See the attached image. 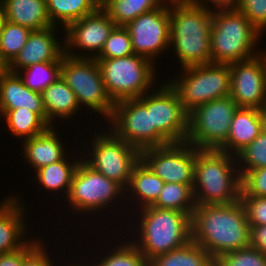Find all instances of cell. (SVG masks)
Here are the masks:
<instances>
[{
    "mask_svg": "<svg viewBox=\"0 0 266 266\" xmlns=\"http://www.w3.org/2000/svg\"><path fill=\"white\" fill-rule=\"evenodd\" d=\"M152 206L181 211L191 216L196 207L193 185L164 183L157 201Z\"/></svg>",
    "mask_w": 266,
    "mask_h": 266,
    "instance_id": "1f68e13d",
    "label": "cell"
},
{
    "mask_svg": "<svg viewBox=\"0 0 266 266\" xmlns=\"http://www.w3.org/2000/svg\"><path fill=\"white\" fill-rule=\"evenodd\" d=\"M125 28L130 34L134 54L150 60L158 67V58L169 52V3L164 2L159 8L139 15Z\"/></svg>",
    "mask_w": 266,
    "mask_h": 266,
    "instance_id": "4fadbf2b",
    "label": "cell"
},
{
    "mask_svg": "<svg viewBox=\"0 0 266 266\" xmlns=\"http://www.w3.org/2000/svg\"><path fill=\"white\" fill-rule=\"evenodd\" d=\"M56 128L59 127H49L44 133L20 143L21 156L27 161V166L30 167L28 169L32 168L31 171L35 172L44 166L58 162L69 153L68 151L73 150L67 147V141L62 139V135Z\"/></svg>",
    "mask_w": 266,
    "mask_h": 266,
    "instance_id": "ffe728a7",
    "label": "cell"
},
{
    "mask_svg": "<svg viewBox=\"0 0 266 266\" xmlns=\"http://www.w3.org/2000/svg\"><path fill=\"white\" fill-rule=\"evenodd\" d=\"M163 185L164 182L140 160L133 169L130 183L126 189V208L131 207L126 211L128 216L135 210L153 205L157 201Z\"/></svg>",
    "mask_w": 266,
    "mask_h": 266,
    "instance_id": "484cf974",
    "label": "cell"
},
{
    "mask_svg": "<svg viewBox=\"0 0 266 266\" xmlns=\"http://www.w3.org/2000/svg\"><path fill=\"white\" fill-rule=\"evenodd\" d=\"M88 130L91 132L90 136H84L88 137L89 142L84 148L80 144L82 159L95 171L117 182L126 190L133 169L141 160V151L118 138L107 127L105 130L100 127V131L97 129L95 132L91 131L92 128Z\"/></svg>",
    "mask_w": 266,
    "mask_h": 266,
    "instance_id": "52a82bcc",
    "label": "cell"
},
{
    "mask_svg": "<svg viewBox=\"0 0 266 266\" xmlns=\"http://www.w3.org/2000/svg\"><path fill=\"white\" fill-rule=\"evenodd\" d=\"M125 196L126 190L120 184L108 179L102 173L95 171L83 159H81L73 174L70 191L65 200H63V207L66 206L68 208L66 214H68L69 210L72 212L74 211L71 214L78 215V217H76L78 219L76 220H79L81 215L83 216V218L85 216L84 221L85 219H88V216L91 217V215L96 219L94 221L98 222V217L99 220H102L100 219L101 217L112 219V217L114 218V216L116 215L117 217L119 215L118 218H121L120 215L125 214L121 219H118L117 222H114L116 226H114L113 232L110 229L111 235L112 233H115V228L117 227V223L120 220H125L123 221V225H125L126 219H128L127 212H124V210L126 211L127 209L125 207ZM119 206H122L121 208L123 209L121 210ZM113 210L114 213L113 215H111L110 212H113ZM118 210L119 212L121 211V214H119ZM104 212H106L107 214ZM105 214L107 215V217H104ZM98 215H100L101 217ZM110 215L111 217L109 218Z\"/></svg>",
    "mask_w": 266,
    "mask_h": 266,
    "instance_id": "277c9868",
    "label": "cell"
},
{
    "mask_svg": "<svg viewBox=\"0 0 266 266\" xmlns=\"http://www.w3.org/2000/svg\"><path fill=\"white\" fill-rule=\"evenodd\" d=\"M4 69L3 65L0 63V72Z\"/></svg>",
    "mask_w": 266,
    "mask_h": 266,
    "instance_id": "c3c4849f",
    "label": "cell"
},
{
    "mask_svg": "<svg viewBox=\"0 0 266 266\" xmlns=\"http://www.w3.org/2000/svg\"><path fill=\"white\" fill-rule=\"evenodd\" d=\"M50 22L65 29L70 23L95 12L101 0H46Z\"/></svg>",
    "mask_w": 266,
    "mask_h": 266,
    "instance_id": "83f0119b",
    "label": "cell"
},
{
    "mask_svg": "<svg viewBox=\"0 0 266 266\" xmlns=\"http://www.w3.org/2000/svg\"><path fill=\"white\" fill-rule=\"evenodd\" d=\"M61 33L64 36V29L54 25L31 31L22 50L5 68L16 73L35 63L62 61L65 43Z\"/></svg>",
    "mask_w": 266,
    "mask_h": 266,
    "instance_id": "ac0fdd59",
    "label": "cell"
},
{
    "mask_svg": "<svg viewBox=\"0 0 266 266\" xmlns=\"http://www.w3.org/2000/svg\"><path fill=\"white\" fill-rule=\"evenodd\" d=\"M216 266H266V255L249 246L222 255Z\"/></svg>",
    "mask_w": 266,
    "mask_h": 266,
    "instance_id": "8d00e7d4",
    "label": "cell"
},
{
    "mask_svg": "<svg viewBox=\"0 0 266 266\" xmlns=\"http://www.w3.org/2000/svg\"><path fill=\"white\" fill-rule=\"evenodd\" d=\"M239 173L241 191L246 196L266 197V167Z\"/></svg>",
    "mask_w": 266,
    "mask_h": 266,
    "instance_id": "f35d334b",
    "label": "cell"
},
{
    "mask_svg": "<svg viewBox=\"0 0 266 266\" xmlns=\"http://www.w3.org/2000/svg\"><path fill=\"white\" fill-rule=\"evenodd\" d=\"M230 97L238 107L266 110V48L257 56L229 65Z\"/></svg>",
    "mask_w": 266,
    "mask_h": 266,
    "instance_id": "2e32d148",
    "label": "cell"
},
{
    "mask_svg": "<svg viewBox=\"0 0 266 266\" xmlns=\"http://www.w3.org/2000/svg\"><path fill=\"white\" fill-rule=\"evenodd\" d=\"M239 0H197L196 4H202L209 7H234Z\"/></svg>",
    "mask_w": 266,
    "mask_h": 266,
    "instance_id": "ee69618b",
    "label": "cell"
},
{
    "mask_svg": "<svg viewBox=\"0 0 266 266\" xmlns=\"http://www.w3.org/2000/svg\"><path fill=\"white\" fill-rule=\"evenodd\" d=\"M263 36L235 7L212 8L211 63L230 65L257 56L265 50Z\"/></svg>",
    "mask_w": 266,
    "mask_h": 266,
    "instance_id": "5b68a950",
    "label": "cell"
},
{
    "mask_svg": "<svg viewBox=\"0 0 266 266\" xmlns=\"http://www.w3.org/2000/svg\"><path fill=\"white\" fill-rule=\"evenodd\" d=\"M5 16H4V11H3V8L2 6L0 5V33L2 31V27H3V24L5 22Z\"/></svg>",
    "mask_w": 266,
    "mask_h": 266,
    "instance_id": "bcb514c9",
    "label": "cell"
},
{
    "mask_svg": "<svg viewBox=\"0 0 266 266\" xmlns=\"http://www.w3.org/2000/svg\"><path fill=\"white\" fill-rule=\"evenodd\" d=\"M41 237L34 235L22 248L0 255V266H22L24 258L43 240Z\"/></svg>",
    "mask_w": 266,
    "mask_h": 266,
    "instance_id": "b9f144b4",
    "label": "cell"
},
{
    "mask_svg": "<svg viewBox=\"0 0 266 266\" xmlns=\"http://www.w3.org/2000/svg\"><path fill=\"white\" fill-rule=\"evenodd\" d=\"M96 60L107 92L115 103L124 99L140 98L160 83L156 81L159 79L157 66L137 54Z\"/></svg>",
    "mask_w": 266,
    "mask_h": 266,
    "instance_id": "9c48e42d",
    "label": "cell"
},
{
    "mask_svg": "<svg viewBox=\"0 0 266 266\" xmlns=\"http://www.w3.org/2000/svg\"><path fill=\"white\" fill-rule=\"evenodd\" d=\"M41 94L46 112V123L50 127L58 126L56 124L64 122V120H66V122H68V120L70 122L75 121L74 118L76 115H81L78 114L79 112L85 114V112L80 109L74 92L61 76Z\"/></svg>",
    "mask_w": 266,
    "mask_h": 266,
    "instance_id": "d4e9b609",
    "label": "cell"
},
{
    "mask_svg": "<svg viewBox=\"0 0 266 266\" xmlns=\"http://www.w3.org/2000/svg\"><path fill=\"white\" fill-rule=\"evenodd\" d=\"M131 214L132 216L126 220L128 227L122 225L120 231L125 227L122 231L129 232L125 235L148 261L179 249L191 241V216L187 213L160 209L151 205L135 210Z\"/></svg>",
    "mask_w": 266,
    "mask_h": 266,
    "instance_id": "7a4b0ae2",
    "label": "cell"
},
{
    "mask_svg": "<svg viewBox=\"0 0 266 266\" xmlns=\"http://www.w3.org/2000/svg\"><path fill=\"white\" fill-rule=\"evenodd\" d=\"M78 150H73L70 151L62 160L49 164L47 166H44L37 171L34 172L33 179L35 180L34 183L37 184L39 187L38 189L47 192L44 194L52 195L54 196L57 194V196L54 197V199L57 200V197L59 194L60 199L63 201L67 197L69 191H70V186L72 182V177L75 172L76 167L78 166L79 162L82 159V152L80 151V145L76 144ZM75 151H80L77 154L73 155L76 153ZM74 152V153H71ZM81 154V155H80ZM72 155V156H71ZM45 191H44V190ZM53 192V193H52ZM64 195H63V194ZM63 196V197H62ZM62 197V198H61Z\"/></svg>",
    "mask_w": 266,
    "mask_h": 266,
    "instance_id": "cb8c5ba5",
    "label": "cell"
},
{
    "mask_svg": "<svg viewBox=\"0 0 266 266\" xmlns=\"http://www.w3.org/2000/svg\"><path fill=\"white\" fill-rule=\"evenodd\" d=\"M131 37L123 26H116L95 59L123 58L133 55Z\"/></svg>",
    "mask_w": 266,
    "mask_h": 266,
    "instance_id": "d590c367",
    "label": "cell"
},
{
    "mask_svg": "<svg viewBox=\"0 0 266 266\" xmlns=\"http://www.w3.org/2000/svg\"><path fill=\"white\" fill-rule=\"evenodd\" d=\"M239 200L245 209L250 226L266 225V197L246 196L241 191Z\"/></svg>",
    "mask_w": 266,
    "mask_h": 266,
    "instance_id": "ab89813d",
    "label": "cell"
},
{
    "mask_svg": "<svg viewBox=\"0 0 266 266\" xmlns=\"http://www.w3.org/2000/svg\"><path fill=\"white\" fill-rule=\"evenodd\" d=\"M239 172H249L266 167V127L237 155Z\"/></svg>",
    "mask_w": 266,
    "mask_h": 266,
    "instance_id": "e575fe53",
    "label": "cell"
},
{
    "mask_svg": "<svg viewBox=\"0 0 266 266\" xmlns=\"http://www.w3.org/2000/svg\"><path fill=\"white\" fill-rule=\"evenodd\" d=\"M263 35L266 34V0H239L234 6Z\"/></svg>",
    "mask_w": 266,
    "mask_h": 266,
    "instance_id": "74e56055",
    "label": "cell"
},
{
    "mask_svg": "<svg viewBox=\"0 0 266 266\" xmlns=\"http://www.w3.org/2000/svg\"><path fill=\"white\" fill-rule=\"evenodd\" d=\"M149 266H216V260L197 243L159 255L149 261Z\"/></svg>",
    "mask_w": 266,
    "mask_h": 266,
    "instance_id": "f546056e",
    "label": "cell"
},
{
    "mask_svg": "<svg viewBox=\"0 0 266 266\" xmlns=\"http://www.w3.org/2000/svg\"><path fill=\"white\" fill-rule=\"evenodd\" d=\"M105 125L118 138L140 151L171 144L155 127H152L151 91L140 98L117 101Z\"/></svg>",
    "mask_w": 266,
    "mask_h": 266,
    "instance_id": "8fae6325",
    "label": "cell"
},
{
    "mask_svg": "<svg viewBox=\"0 0 266 266\" xmlns=\"http://www.w3.org/2000/svg\"><path fill=\"white\" fill-rule=\"evenodd\" d=\"M26 107L46 122L42 94L26 87L17 73L4 68L0 72V120L9 110Z\"/></svg>",
    "mask_w": 266,
    "mask_h": 266,
    "instance_id": "7402d4cb",
    "label": "cell"
},
{
    "mask_svg": "<svg viewBox=\"0 0 266 266\" xmlns=\"http://www.w3.org/2000/svg\"><path fill=\"white\" fill-rule=\"evenodd\" d=\"M62 61L35 63L16 73L30 90L42 93L61 76Z\"/></svg>",
    "mask_w": 266,
    "mask_h": 266,
    "instance_id": "d6a6232c",
    "label": "cell"
},
{
    "mask_svg": "<svg viewBox=\"0 0 266 266\" xmlns=\"http://www.w3.org/2000/svg\"><path fill=\"white\" fill-rule=\"evenodd\" d=\"M266 127L265 111L257 108L238 107L229 128L226 142L219 151L236 156Z\"/></svg>",
    "mask_w": 266,
    "mask_h": 266,
    "instance_id": "603a6c76",
    "label": "cell"
},
{
    "mask_svg": "<svg viewBox=\"0 0 266 266\" xmlns=\"http://www.w3.org/2000/svg\"><path fill=\"white\" fill-rule=\"evenodd\" d=\"M118 229H120V228L117 227V230H116L117 235L113 236L112 237L113 239L110 240L108 238V240L105 241V242H108V243H105L108 245H104L106 247L99 245L97 248V245H96V247L94 246V248H92L91 241H93V237L91 238L92 240L91 239L89 240L90 243L85 242L88 245H91V246L87 247L89 253H91V254H89V257L90 258L92 257L91 259L88 256H86V259H85V257H83V254L78 255L79 253H77V256H80L81 260H83L87 266H149V261L141 253V251L127 238L126 235H125V237L123 236V234H125L123 231H121L122 235H121V233H119L120 234L119 235L118 232H120V230H118ZM117 236L119 239L114 238ZM125 239H126V241H124ZM109 240L110 241H116V242L112 243ZM109 244H111V245L109 246ZM90 247L92 249H89ZM99 247H100V249H99ZM96 248L98 249V251L101 250L100 253L97 250L95 251L97 253L96 254L97 256L95 255V253L93 251ZM90 250H92L93 252ZM92 253H93V255H92ZM94 256H95V258H94ZM90 260H91V262H90Z\"/></svg>",
    "mask_w": 266,
    "mask_h": 266,
    "instance_id": "44dd1931",
    "label": "cell"
},
{
    "mask_svg": "<svg viewBox=\"0 0 266 266\" xmlns=\"http://www.w3.org/2000/svg\"><path fill=\"white\" fill-rule=\"evenodd\" d=\"M18 196L13 193L0 201V255L22 248L33 237L31 219L27 218L29 206Z\"/></svg>",
    "mask_w": 266,
    "mask_h": 266,
    "instance_id": "d6986e66",
    "label": "cell"
},
{
    "mask_svg": "<svg viewBox=\"0 0 266 266\" xmlns=\"http://www.w3.org/2000/svg\"><path fill=\"white\" fill-rule=\"evenodd\" d=\"M151 90V119L155 127L170 143L186 141L188 115L176 91L164 79ZM160 86V87H159Z\"/></svg>",
    "mask_w": 266,
    "mask_h": 266,
    "instance_id": "e0dca14e",
    "label": "cell"
},
{
    "mask_svg": "<svg viewBox=\"0 0 266 266\" xmlns=\"http://www.w3.org/2000/svg\"><path fill=\"white\" fill-rule=\"evenodd\" d=\"M251 226L240 200L232 204L196 205L191 215V241L215 260L250 246Z\"/></svg>",
    "mask_w": 266,
    "mask_h": 266,
    "instance_id": "6da1fadb",
    "label": "cell"
},
{
    "mask_svg": "<svg viewBox=\"0 0 266 266\" xmlns=\"http://www.w3.org/2000/svg\"><path fill=\"white\" fill-rule=\"evenodd\" d=\"M241 176L236 156L196 148L193 194L196 205L232 204L240 199Z\"/></svg>",
    "mask_w": 266,
    "mask_h": 266,
    "instance_id": "8992f818",
    "label": "cell"
},
{
    "mask_svg": "<svg viewBox=\"0 0 266 266\" xmlns=\"http://www.w3.org/2000/svg\"><path fill=\"white\" fill-rule=\"evenodd\" d=\"M61 77L75 94L82 110L93 113L107 122L113 112L115 102L109 96L98 62L95 58H74L66 54L62 57ZM87 108V109H86Z\"/></svg>",
    "mask_w": 266,
    "mask_h": 266,
    "instance_id": "ba28073f",
    "label": "cell"
},
{
    "mask_svg": "<svg viewBox=\"0 0 266 266\" xmlns=\"http://www.w3.org/2000/svg\"><path fill=\"white\" fill-rule=\"evenodd\" d=\"M236 102L222 97L195 107L188 115L186 141L199 150H218L227 140Z\"/></svg>",
    "mask_w": 266,
    "mask_h": 266,
    "instance_id": "7c38bea8",
    "label": "cell"
},
{
    "mask_svg": "<svg viewBox=\"0 0 266 266\" xmlns=\"http://www.w3.org/2000/svg\"><path fill=\"white\" fill-rule=\"evenodd\" d=\"M177 71V77L169 78L167 82L188 113L209 101L230 96L229 65L208 63Z\"/></svg>",
    "mask_w": 266,
    "mask_h": 266,
    "instance_id": "30bf717a",
    "label": "cell"
},
{
    "mask_svg": "<svg viewBox=\"0 0 266 266\" xmlns=\"http://www.w3.org/2000/svg\"><path fill=\"white\" fill-rule=\"evenodd\" d=\"M250 246L266 255V225L251 226Z\"/></svg>",
    "mask_w": 266,
    "mask_h": 266,
    "instance_id": "7bdbcfd3",
    "label": "cell"
},
{
    "mask_svg": "<svg viewBox=\"0 0 266 266\" xmlns=\"http://www.w3.org/2000/svg\"><path fill=\"white\" fill-rule=\"evenodd\" d=\"M5 19L33 30L53 26L47 12L46 0H0Z\"/></svg>",
    "mask_w": 266,
    "mask_h": 266,
    "instance_id": "4316f807",
    "label": "cell"
},
{
    "mask_svg": "<svg viewBox=\"0 0 266 266\" xmlns=\"http://www.w3.org/2000/svg\"><path fill=\"white\" fill-rule=\"evenodd\" d=\"M74 255L76 256V257H74ZM73 255V259L71 258V261L68 259L67 260V258H65L64 260H66V261H61V263H63V264H61L60 263V265L61 266H87L83 261H81V259L79 258V256H78V258H77V254H74ZM74 258H77V259H74ZM78 259H80V260H78ZM72 260H73V262H72ZM65 262H67V263H65ZM75 262V263H74ZM71 263V264H70ZM82 263H83V265H82ZM66 264V265H65Z\"/></svg>",
    "mask_w": 266,
    "mask_h": 266,
    "instance_id": "f6af8a7d",
    "label": "cell"
},
{
    "mask_svg": "<svg viewBox=\"0 0 266 266\" xmlns=\"http://www.w3.org/2000/svg\"><path fill=\"white\" fill-rule=\"evenodd\" d=\"M31 29L5 20L0 33V63L5 68L22 50Z\"/></svg>",
    "mask_w": 266,
    "mask_h": 266,
    "instance_id": "836d02e7",
    "label": "cell"
},
{
    "mask_svg": "<svg viewBox=\"0 0 266 266\" xmlns=\"http://www.w3.org/2000/svg\"><path fill=\"white\" fill-rule=\"evenodd\" d=\"M165 2L171 3V0H164Z\"/></svg>",
    "mask_w": 266,
    "mask_h": 266,
    "instance_id": "681fc988",
    "label": "cell"
},
{
    "mask_svg": "<svg viewBox=\"0 0 266 266\" xmlns=\"http://www.w3.org/2000/svg\"><path fill=\"white\" fill-rule=\"evenodd\" d=\"M115 27L114 21L100 6L64 29L65 54L74 58H96Z\"/></svg>",
    "mask_w": 266,
    "mask_h": 266,
    "instance_id": "9a60e30c",
    "label": "cell"
},
{
    "mask_svg": "<svg viewBox=\"0 0 266 266\" xmlns=\"http://www.w3.org/2000/svg\"><path fill=\"white\" fill-rule=\"evenodd\" d=\"M1 118L6 123L3 125L6 130L21 142L44 133L50 127L37 113L26 107L9 110Z\"/></svg>",
    "mask_w": 266,
    "mask_h": 266,
    "instance_id": "f1b7e54d",
    "label": "cell"
},
{
    "mask_svg": "<svg viewBox=\"0 0 266 266\" xmlns=\"http://www.w3.org/2000/svg\"><path fill=\"white\" fill-rule=\"evenodd\" d=\"M197 0H171V3L196 2Z\"/></svg>",
    "mask_w": 266,
    "mask_h": 266,
    "instance_id": "7dc6e473",
    "label": "cell"
},
{
    "mask_svg": "<svg viewBox=\"0 0 266 266\" xmlns=\"http://www.w3.org/2000/svg\"><path fill=\"white\" fill-rule=\"evenodd\" d=\"M169 18V51L180 65L176 68L211 63L212 7L195 2L169 3Z\"/></svg>",
    "mask_w": 266,
    "mask_h": 266,
    "instance_id": "3957f363",
    "label": "cell"
},
{
    "mask_svg": "<svg viewBox=\"0 0 266 266\" xmlns=\"http://www.w3.org/2000/svg\"><path fill=\"white\" fill-rule=\"evenodd\" d=\"M47 243L41 241L23 260L22 266H60L58 265L60 261L62 260V257L60 258L58 256V252L55 255H53V252L51 253L48 251L50 247L46 245ZM47 246V247H46ZM50 253V254H49ZM55 258H53L52 256ZM56 259H59L57 261ZM61 259V260H60ZM56 260V261H55ZM56 262V263H55Z\"/></svg>",
    "mask_w": 266,
    "mask_h": 266,
    "instance_id": "60d3db41",
    "label": "cell"
},
{
    "mask_svg": "<svg viewBox=\"0 0 266 266\" xmlns=\"http://www.w3.org/2000/svg\"><path fill=\"white\" fill-rule=\"evenodd\" d=\"M196 147L182 143L141 151V161L164 183L194 185Z\"/></svg>",
    "mask_w": 266,
    "mask_h": 266,
    "instance_id": "5bb4252c",
    "label": "cell"
},
{
    "mask_svg": "<svg viewBox=\"0 0 266 266\" xmlns=\"http://www.w3.org/2000/svg\"><path fill=\"white\" fill-rule=\"evenodd\" d=\"M164 0H101V7L116 26L125 27L139 15L159 8Z\"/></svg>",
    "mask_w": 266,
    "mask_h": 266,
    "instance_id": "4dcf8cb0",
    "label": "cell"
}]
</instances>
